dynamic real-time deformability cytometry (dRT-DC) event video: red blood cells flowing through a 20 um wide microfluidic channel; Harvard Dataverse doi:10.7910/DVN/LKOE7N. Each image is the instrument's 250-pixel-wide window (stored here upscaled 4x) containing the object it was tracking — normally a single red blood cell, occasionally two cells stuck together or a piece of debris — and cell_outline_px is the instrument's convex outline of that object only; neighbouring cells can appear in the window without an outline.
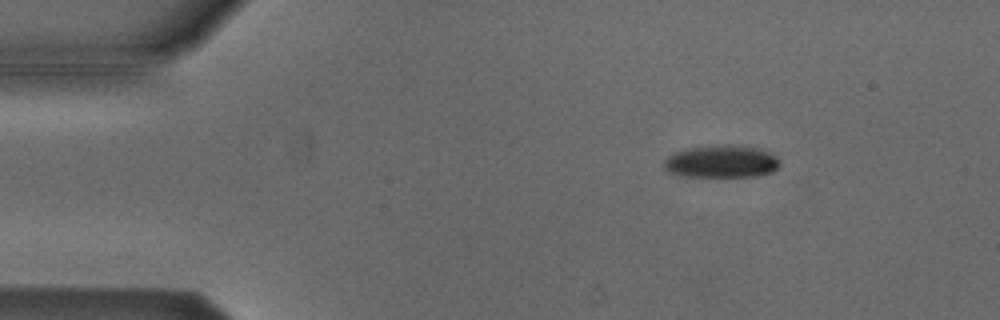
{"species": "Egyptian fruit bat (a non-hibernating species)", "species_latin": "Rousettus aegyptiacus", "temperature_condition": "cold", "stored_images_in_passage": 4, "camera_frame_rate_fps": 3000, "um_per_image_px": 0.085, "animal": {"sex": "male"}, "frame": {"image": 1, "passage_image": 2, "time_ms": 0.333, "image_size_px": [1000, 320], "cell_outline_px": [[780, 164], [772, 172], [756, 176], [676, 176], [668, 172], [664, 168], [664, 160], [668, 156], [676, 152], [688, 148], [720, 144], [728, 144], [756, 148], [768, 152], [776, 156], [780, 160]], "centroid_in_image_um": [61.3, 13.73], "position_along_channel_um": 23.7, "area_um2": 21.96}}